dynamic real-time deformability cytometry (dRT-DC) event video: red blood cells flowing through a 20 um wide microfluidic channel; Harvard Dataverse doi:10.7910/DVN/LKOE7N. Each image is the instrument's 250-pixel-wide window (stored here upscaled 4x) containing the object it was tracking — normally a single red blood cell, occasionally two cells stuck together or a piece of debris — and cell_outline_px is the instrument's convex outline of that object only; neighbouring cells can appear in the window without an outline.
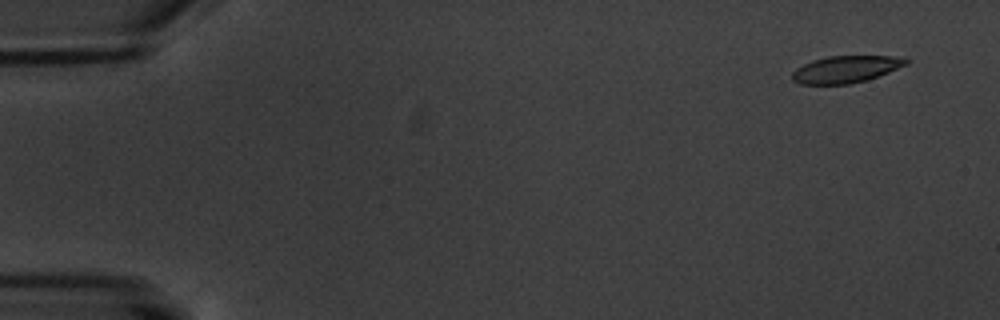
{"species": "common noctule bat (a hibernating species)", "species_latin": "Nyctalus noctula", "temperature_condition": "warm", "stored_images_in_passage": 7, "camera_frame_rate_fps": 3000, "um_per_image_px": 0.085, "animal": {"sex": "male", "body_mass_g": 20.1, "forearm_length_mm": 53.5}, "frame": {"image": 1, "passage_image": 2, "time_ms": 1.0, "image_size_px": [1000, 320], "cell_outline_px": [[908, 64], [888, 72], [864, 80], [848, 84], [800, 84], [792, 80], [792, 72], [796, 68], [812, 60], [828, 56], [908, 56]], "centroid_in_image_um": [71.9, 5.87], "position_along_channel_um": 13.1, "area_um2": 17.86}}
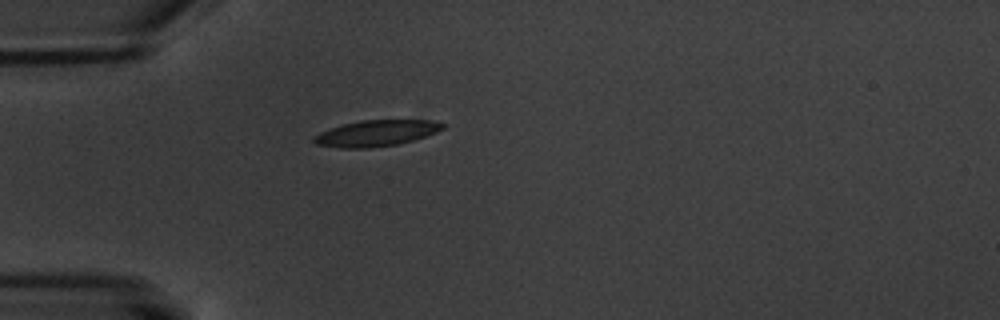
{"frame": {"image": 2, "passage_image": 6, "time_ms": 5.667, "image_size_px": [1000, 320], "cell_outline_px": [[448, 124], [444, 128], [436, 132], [412, 140], [396, 144], [368, 148], [340, 148], [316, 144], [312, 140], [312, 136], [320, 132], [344, 124], [360, 120], [432, 120]], "centroid_in_image_um": [31.98, 11.31], "position_along_channel_um": 53.0, "area_um2": 19.48}}